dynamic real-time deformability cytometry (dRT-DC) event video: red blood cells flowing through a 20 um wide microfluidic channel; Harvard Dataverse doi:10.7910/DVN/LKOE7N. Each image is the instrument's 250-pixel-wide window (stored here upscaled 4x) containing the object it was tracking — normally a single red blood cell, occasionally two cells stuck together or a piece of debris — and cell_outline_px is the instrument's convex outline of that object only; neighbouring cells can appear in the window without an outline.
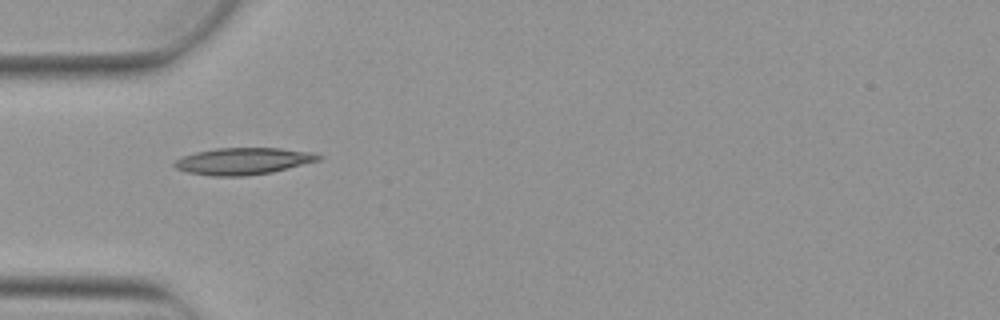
{"species": "Egyptian fruit bat (a non-hibernating species)", "species_latin": "Rousettus aegyptiacus", "temperature_condition": "warm", "stored_images_in_passage": 1, "camera_frame_rate_fps": 3000, "um_per_image_px": 0.085, "animal": {"sex": "female"}, "frame": {"image": 1, "passage_image": 1, "time_ms": 0.0, "image_size_px": [1000, 320], "cell_outline_px": [[324, 156], [320, 160], [272, 172], [244, 176], [212, 176], [188, 172], [176, 168], [172, 164], [176, 160], [184, 156], [196, 152], [216, 148], [280, 148], [316, 152]], "centroid_in_image_um": [20.72, 13.69], "position_along_channel_um": 64.3, "area_um2": 22.54}}